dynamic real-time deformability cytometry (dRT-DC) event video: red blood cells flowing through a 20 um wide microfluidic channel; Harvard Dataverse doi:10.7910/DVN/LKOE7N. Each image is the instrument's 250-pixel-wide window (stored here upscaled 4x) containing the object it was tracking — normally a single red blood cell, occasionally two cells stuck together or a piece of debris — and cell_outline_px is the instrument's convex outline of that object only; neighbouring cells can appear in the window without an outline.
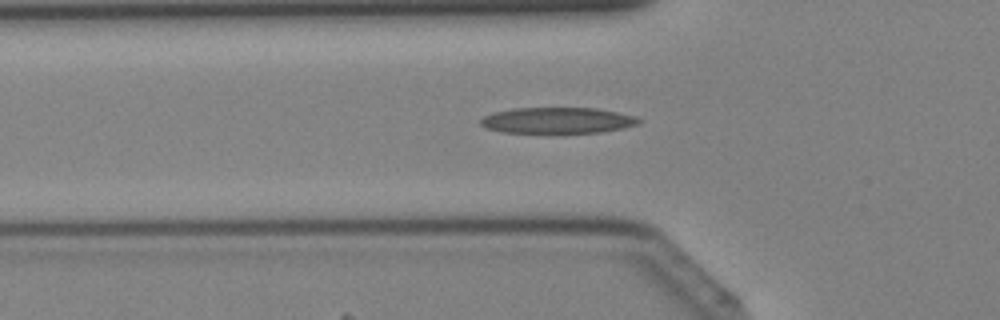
{"species": "Egyptian fruit bat (a non-hibernating species)", "species_latin": "Rousettus aegyptiacus", "temperature_condition": "cold", "stored_images_in_passage": 41, "camera_frame_rate_fps": 3000, "um_per_image_px": 0.085, "animal": {"sex": "female"}, "frame": {"image": 1, "passage_image": 14, "time_ms": 4.333, "image_size_px": [1000, 320], "cell_outline_px": [[644, 120], [636, 124], [624, 128], [604, 132], [504, 132], [484, 128], [480, 124], [480, 120], [484, 116], [492, 112], [512, 108], [596, 108], [636, 116]], "centroid_in_image_um": [47.38, 10.22], "position_along_channel_um": 78.4, "area_um2": 23.93}}
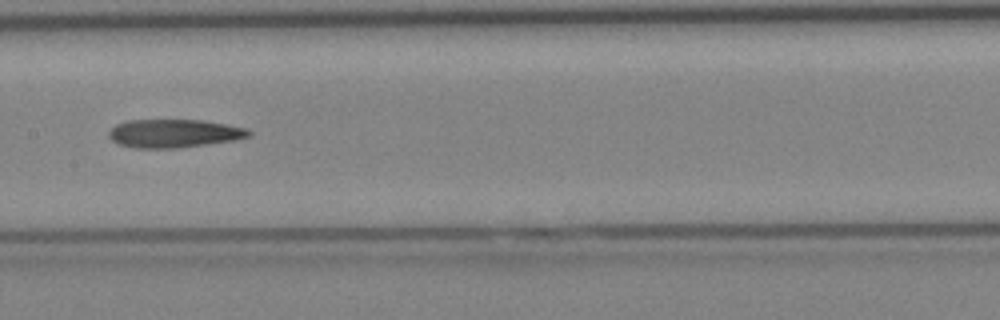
{"frame": {"image": 2, "passage_image": 21, "time_ms": 6.667, "image_size_px": [1000, 320], "cell_outline_px": [[252, 136], [236, 140], [176, 148], [136, 148], [120, 144], [112, 140], [108, 136], [108, 132], [116, 124], [128, 120], [204, 120], [248, 128], [252, 132]], "centroid_in_image_um": [14.83, 11.33], "position_along_channel_um": 192.6, "area_um2": 23.18}}
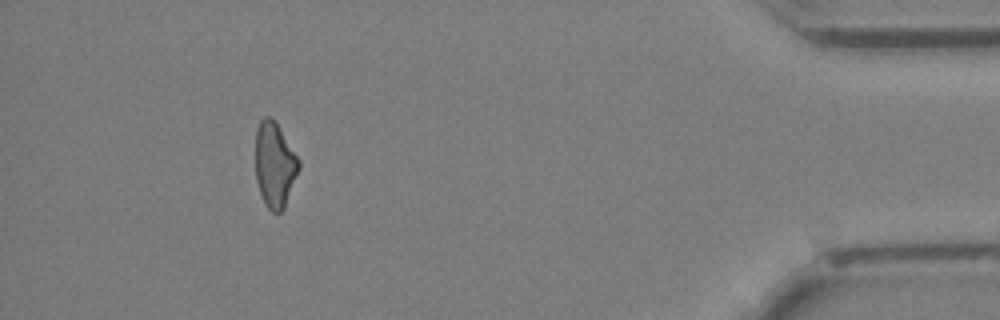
{"frame": {"image": 3, "passage_image": 38, "time_ms": 12.333, "image_size_px": [1000, 320], "cell_outline_px": [[300, 168], [284, 208], [280, 212], [272, 212], [264, 204], [256, 180], [256, 128], [260, 120], [264, 116], [268, 116], [276, 124], [300, 160]], "centroid_in_image_um": [23.34, 14.04], "position_along_channel_um": 411.9, "area_um2": 21.27}}